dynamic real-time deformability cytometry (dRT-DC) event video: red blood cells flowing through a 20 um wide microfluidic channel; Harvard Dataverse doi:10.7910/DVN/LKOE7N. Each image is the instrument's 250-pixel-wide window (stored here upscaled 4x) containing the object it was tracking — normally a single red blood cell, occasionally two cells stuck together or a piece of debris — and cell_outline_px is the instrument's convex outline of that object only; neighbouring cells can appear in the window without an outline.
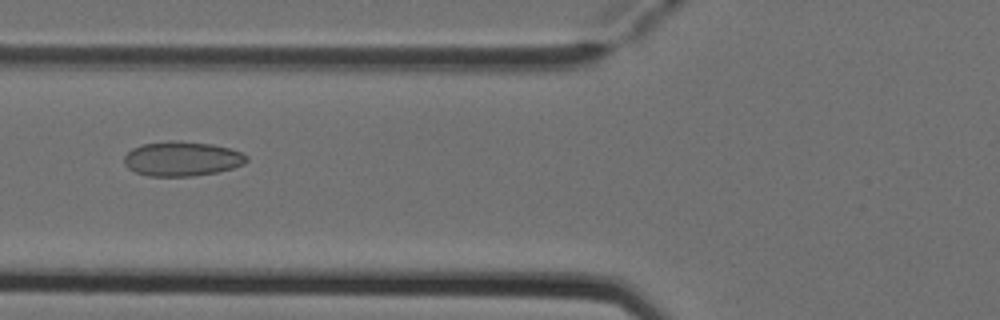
{"species": "Egyptian fruit bat (a non-hibernating species)", "species_latin": "Rousettus aegyptiacus", "temperature_condition": "cold", "stored_images_in_passage": 6, "camera_frame_rate_fps": 3000, "um_per_image_px": 0.085, "animal": {"sex": "female"}, "frame": {"image": 1, "passage_image": 6, "time_ms": 1.667, "image_size_px": [1000, 320], "cell_outline_px": [[248, 160], [244, 164], [232, 168], [216, 172], [192, 176], [148, 176], [136, 172], [128, 168], [124, 164], [124, 156], [132, 148], [144, 144], [172, 140], [176, 140], [212, 144], [228, 148], [240, 152], [248, 156]], "centroid_in_image_um": [15.46, 13.49], "position_along_channel_um": 110.3, "area_um2": 24.62}}